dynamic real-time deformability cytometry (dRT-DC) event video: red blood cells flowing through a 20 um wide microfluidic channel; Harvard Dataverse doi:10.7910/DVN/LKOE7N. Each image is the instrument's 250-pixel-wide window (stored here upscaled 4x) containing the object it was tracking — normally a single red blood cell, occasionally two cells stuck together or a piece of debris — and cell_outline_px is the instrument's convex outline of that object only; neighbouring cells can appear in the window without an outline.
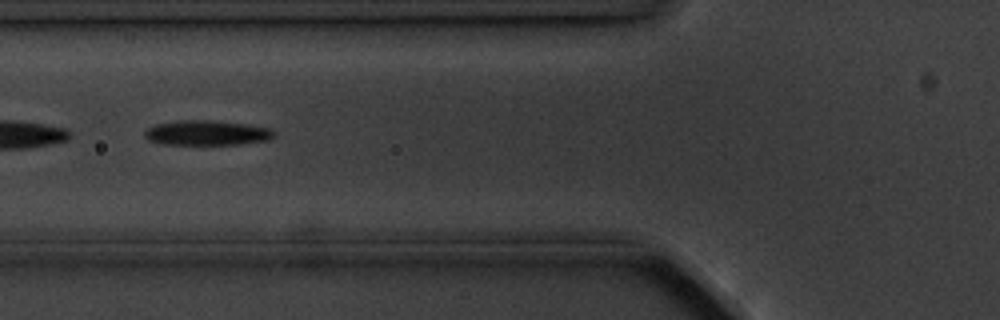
{"species": "common noctule bat (a hibernating species)", "species_latin": "Nyctalus noctula", "temperature_condition": "cold", "stored_images_in_passage": 14, "camera_frame_rate_fps": 3000, "um_per_image_px": 0.085, "animal": {"sex": "male", "body_mass_g": 20.1, "forearm_length_mm": 53.5}, "frame": {"image": 1, "passage_image": 5, "time_ms": 5.333, "image_size_px": [1000, 320], "cell_outline_px": [[276, 136], [268, 140], [240, 144], [164, 144], [148, 140], [144, 136], [144, 132], [148, 128], [156, 124], [180, 120], [208, 120], [248, 124], [272, 128], [276, 132]], "centroid_in_image_um": [17.63, 11.29], "position_along_channel_um": 108.2, "area_um2": 18.84}, "authors_computed_cell_mechanics": {"area_um2": 19.074, "velocity_mm_per_s": 3.6076, "shape_relaxation_time_tau1_ms": 5.3158, "shape_relaxation_time_tau2_ms": null, "deformation_change_tau1": 0.1448, "deformation_change_tau2": null}}